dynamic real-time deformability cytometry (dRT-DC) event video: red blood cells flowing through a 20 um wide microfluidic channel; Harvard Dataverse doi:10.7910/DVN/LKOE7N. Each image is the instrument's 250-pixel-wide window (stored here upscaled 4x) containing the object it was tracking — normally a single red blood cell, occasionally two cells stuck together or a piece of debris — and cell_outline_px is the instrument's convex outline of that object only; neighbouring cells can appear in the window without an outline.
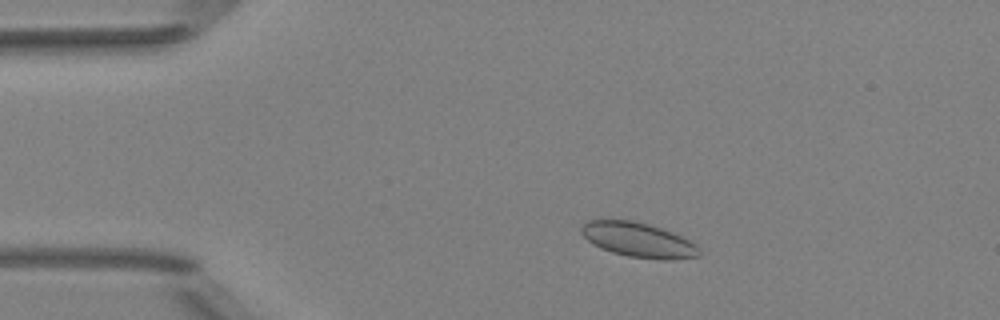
{"species": "Egyptian fruit bat (a non-hibernating species)", "species_latin": "Rousettus aegyptiacus", "temperature_condition": "room temperature", "stored_images_in_passage": 49, "camera_frame_rate_fps": 3000, "um_per_image_px": 0.085, "animal": {"sex": "female"}, "frame": {"image": 1, "passage_image": 8, "time_ms": 2.333, "image_size_px": [1000, 320], "cell_outline_px": [[700, 256], [672, 260], [660, 260], [628, 256], [612, 252], [600, 248], [592, 244], [580, 232], [580, 228], [588, 220], [632, 220], [648, 224], [672, 232], [696, 244], [700, 252]], "centroid_in_image_um": [54.25, 20.4], "position_along_channel_um": 30.8, "area_um2": 23.76}}
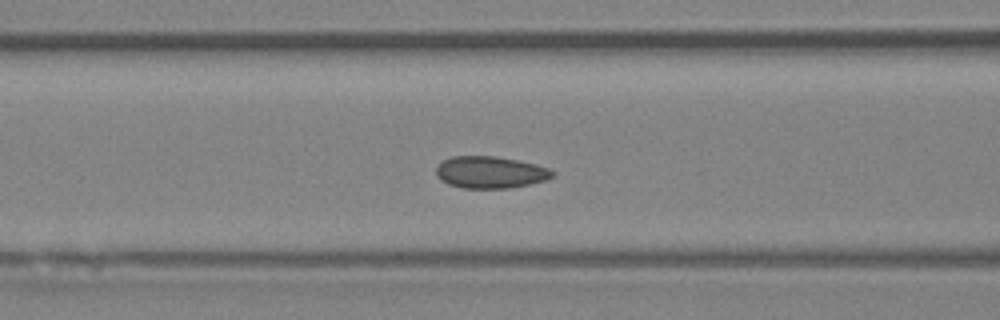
{"frame": {"image": 2, "passage_image": 19, "time_ms": 6.0, "image_size_px": [1000, 320], "cell_outline_px": [[556, 172], [552, 176], [544, 180], [528, 184], [508, 188], [460, 188], [448, 184], [440, 180], [436, 176], [436, 168], [444, 160], [452, 156], [496, 156], [536, 164], [548, 168]], "centroid_in_image_um": [41.64, 14.64], "position_along_channel_um": 125.0, "area_um2": 21.56}}
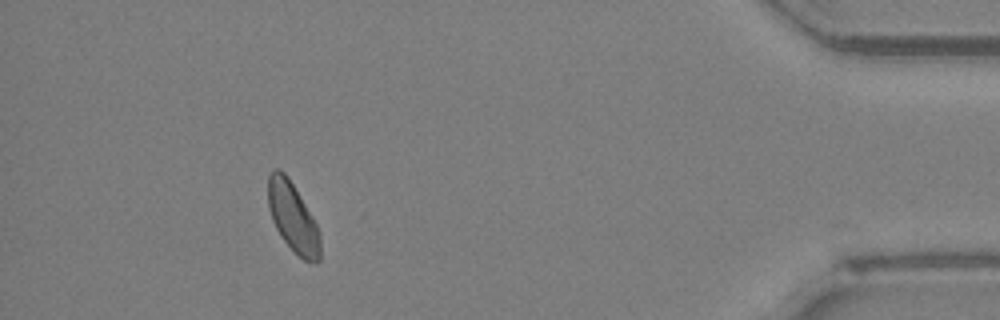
{"frame": {"image": 3, "passage_image": 45, "time_ms": 14.667, "image_size_px": [1000, 320], "cell_outline_px": [[320, 260], [316, 264], [304, 260], [280, 236], [272, 220], [268, 208], [268, 176], [276, 168], [280, 168], [288, 176], [312, 216], [316, 224], [320, 236]], "centroid_in_image_um": [24.88, 18.46], "position_along_channel_um": 410.3, "area_um2": 20.92}, "authors_computed_cell_mechanics": {"area_um2": 21.3282, "velocity_mm_per_s": 3.9635, "shape_relaxation_time_tau1_ms": null, "shape_relaxation_time_tau2_ms": 0.8261, "deformation_change_tau1": null, "deformation_change_tau2": 0.0526}}